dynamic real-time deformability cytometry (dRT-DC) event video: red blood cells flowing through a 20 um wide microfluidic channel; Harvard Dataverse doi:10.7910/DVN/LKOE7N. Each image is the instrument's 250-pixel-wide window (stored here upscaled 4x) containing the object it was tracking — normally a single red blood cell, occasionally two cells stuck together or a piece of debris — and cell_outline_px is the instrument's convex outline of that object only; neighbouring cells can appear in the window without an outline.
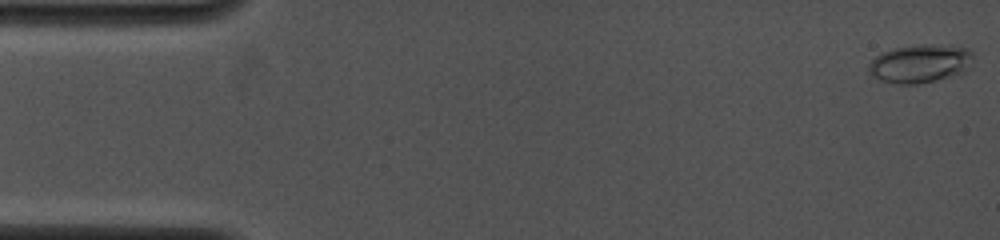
{"species": "common noctule bat (a hibernating species)", "species_latin": "Nyctalus noctula", "temperature_condition": "cold", "stored_images_in_passage": 52, "camera_frame_rate_fps": 4000, "um_per_image_px": 0.085, "animal": {"sex": "female", "body_mass_g": 19.0, "forearm_length_mm": 53.3}, "frame": {"image": 1, "passage_image": 1, "time_ms": 0.0, "image_size_px": [1000, 240], "cell_outline_px": [[972, 68], [964, 72], [936, 80], [916, 84], [900, 84], [880, 80], [872, 76], [868, 72], [868, 64], [876, 56], [892, 48], [920, 44], [948, 44], [968, 48], [972, 52]], "centroid_in_image_um": [78.24, 5.38], "position_along_channel_um": 6.8, "area_um2": 23.7}}
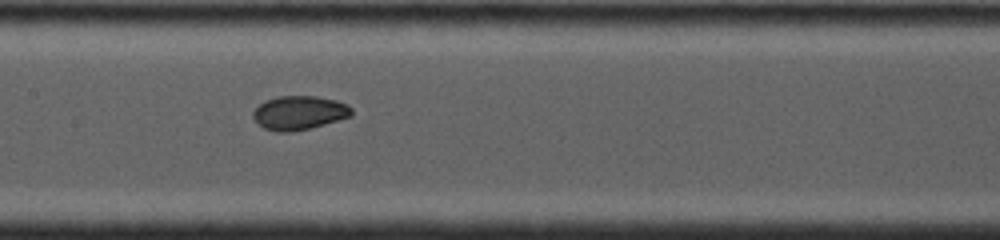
{"frame": {"image": 2, "passage_image": 28, "time_ms": 7.5, "image_size_px": [1000, 240], "cell_outline_px": [[352, 116], [324, 124], [292, 132], [276, 132], [264, 128], [252, 116], [252, 112], [264, 100], [276, 96], [316, 96], [336, 100], [348, 104], [352, 108]], "centroid_in_image_um": [25.43, 9.57], "position_along_channel_um": 182.0, "area_um2": 19.48}}
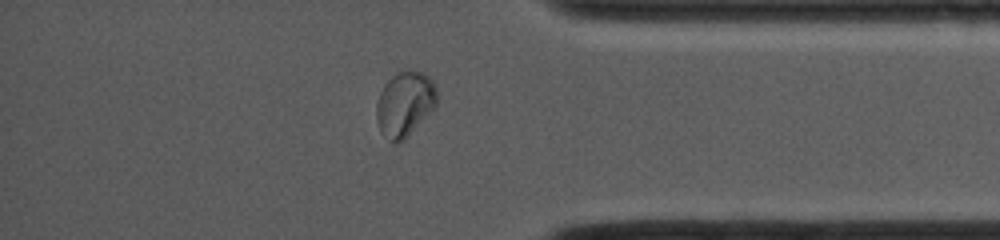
{"frame": {"image": 3, "passage_image": 46, "time_ms": 13.0, "image_size_px": [1000, 240], "cell_outline_px": [[436, 104], [408, 136], [400, 144], [396, 144], [388, 140], [380, 132], [376, 120], [376, 104], [380, 92], [384, 84], [396, 72], [408, 68], [424, 72], [432, 80], [436, 88]], "centroid_in_image_um": [34.37, 8.82], "position_along_channel_um": 400.8, "area_um2": 23.12}, "authors_computed_cell_mechanics": {"area_um2": 19.652, "velocity_mm_per_s": 4.0791, "shape_relaxation_time_tau1_ms": 5.8159, "shape_relaxation_time_tau2_ms": 0.8496, "deformation_change_tau1": 0.1837, "deformation_change_tau2": 0.0279}}